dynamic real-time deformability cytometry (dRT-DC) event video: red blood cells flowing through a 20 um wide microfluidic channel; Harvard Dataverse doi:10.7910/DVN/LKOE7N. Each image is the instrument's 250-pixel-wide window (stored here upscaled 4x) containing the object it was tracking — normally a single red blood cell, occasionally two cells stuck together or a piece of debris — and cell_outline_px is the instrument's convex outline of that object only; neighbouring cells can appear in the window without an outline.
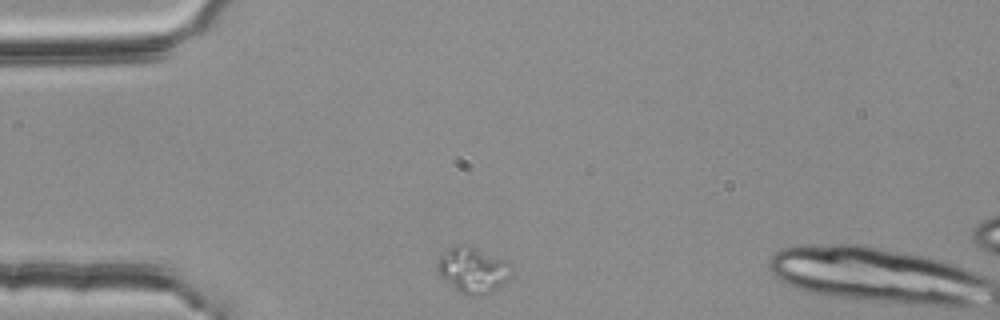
{"species": "common noctule bat (a hibernating species)", "species_latin": "Nyctalus noctula", "temperature_condition": "room temperature", "stored_images_in_passage": 2, "camera_frame_rate_fps": 3000, "um_per_image_px": 0.085, "animal": {"sex": "female", "body_mass_g": 25.1}, "frame": {"image": 1, "passage_image": 1, "time_ms": 0.0, "image_size_px": [1000, 320], "cell_outline_px": [[512, 272], [504, 284], [492, 292], [480, 296], [464, 296], [440, 276], [436, 268], [440, 256], [448, 248], [456, 244], [468, 244], [512, 264]], "centroid_in_image_um": [40.19, 22.96], "position_along_channel_um": 44.8, "area_um2": 19.94}}